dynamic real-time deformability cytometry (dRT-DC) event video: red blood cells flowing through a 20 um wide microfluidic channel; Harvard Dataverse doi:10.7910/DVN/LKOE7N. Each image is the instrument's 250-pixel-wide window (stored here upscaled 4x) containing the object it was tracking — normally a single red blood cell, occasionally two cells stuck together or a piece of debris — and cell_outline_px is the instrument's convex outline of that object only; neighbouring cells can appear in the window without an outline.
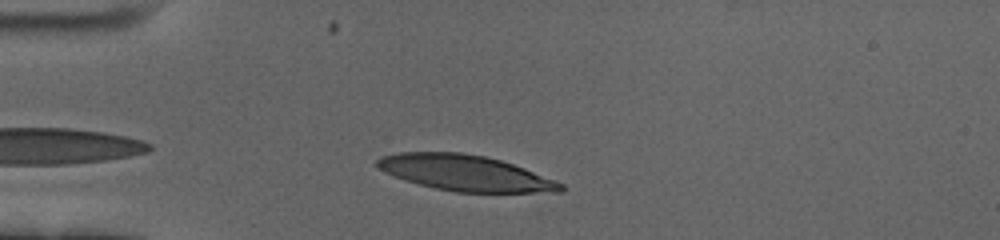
{"species": "human", "species_latin": "Homo sapiens", "temperature_condition": "cold", "stored_images_in_passage": 38, "camera_frame_rate_fps": 3000, "um_per_image_px": 0.085, "donor": {"sex": "female"}, "frame": {"image": 1, "passage_image": 4, "time_ms": 1.0, "image_size_px": [1000, 240], "cell_outline_px": [[564, 188], [560, 192], [456, 192], [436, 188], [404, 180], [384, 172], [376, 168], [376, 160], [380, 156], [400, 152], [460, 152], [484, 156], [500, 160], [524, 168], [564, 184]], "centroid_in_image_um": [39.49, 14.69], "position_along_channel_um": 45.5, "area_um2": 38.03}}
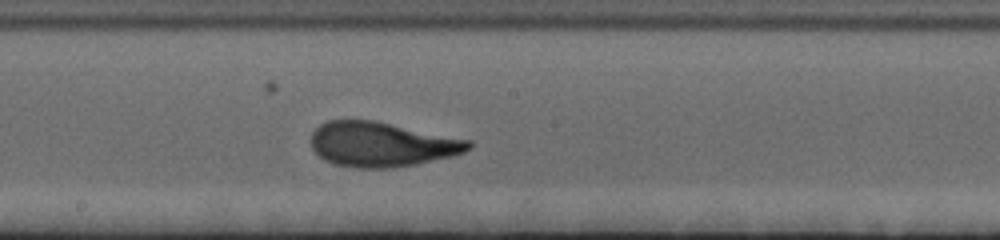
{"frame": {"image": 2, "passage_image": 21, "time_ms": 6.667, "image_size_px": [1000, 240], "cell_outline_px": [[472, 148], [464, 152], [452, 156], [416, 164], [396, 168], [352, 168], [336, 164], [324, 160], [312, 148], [312, 132], [320, 124], [328, 120], [372, 120], [472, 140]], "centroid_in_image_um": [32.46, 12.28], "position_along_channel_um": 215.7, "area_um2": 41.1}}
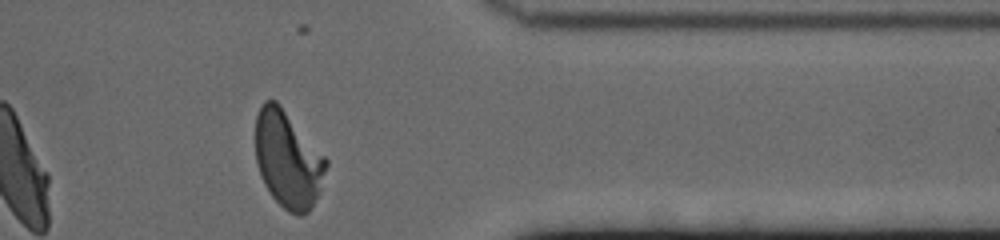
{"frame": {"image": 3, "passage_image": 37, "time_ms": 12.0, "image_size_px": [1000, 240], "cell_outline_px": [[328, 164], [320, 188], [308, 212], [300, 216], [288, 212], [272, 196], [264, 184], [260, 176], [256, 160], [256, 116], [264, 100], [276, 100], [280, 104], [328, 160]], "centroid_in_image_um": [24.45, 13.54], "position_along_channel_um": 386.9, "area_um2": 39.42}, "authors_computed_cell_mechanics": {"area_um2": 40.171, "velocity_mm_per_s": 3.429, "shape_relaxation_time_tau1_ms": 4.7521, "shape_relaxation_time_tau2_ms": 1.0375, "deformation_change_tau1": 0.2256, "deformation_change_tau2": 0.0797}}